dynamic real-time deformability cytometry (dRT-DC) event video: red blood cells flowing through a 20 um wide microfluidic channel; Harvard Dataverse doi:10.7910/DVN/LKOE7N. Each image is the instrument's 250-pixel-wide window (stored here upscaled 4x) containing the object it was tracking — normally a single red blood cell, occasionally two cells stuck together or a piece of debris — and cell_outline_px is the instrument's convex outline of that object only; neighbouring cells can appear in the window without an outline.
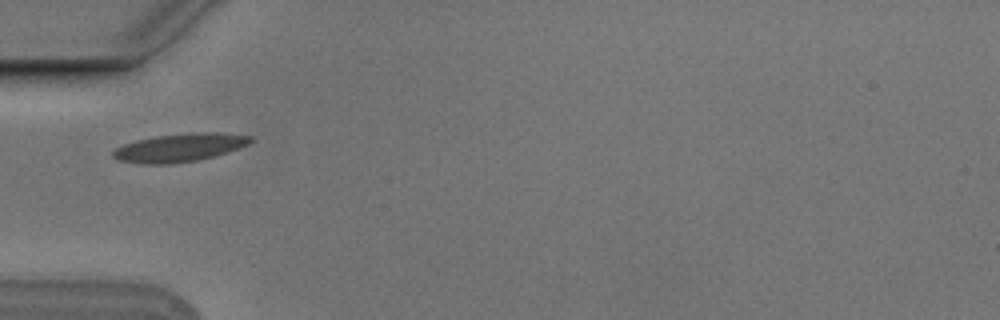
{"species": "Egyptian fruit bat (a non-hibernating species)", "species_latin": "Rousettus aegyptiacus", "temperature_condition": "cold", "stored_images_in_passage": 4, "camera_frame_rate_fps": 3000, "um_per_image_px": 0.085, "animal": {"sex": "male"}, "frame": {"image": 1, "passage_image": 1, "time_ms": 0.0, "image_size_px": [1000, 320], "cell_outline_px": [[256, 140], [240, 148], [216, 156], [196, 160], [168, 164], [140, 164], [120, 160], [112, 156], [112, 152], [116, 148], [124, 144], [136, 140], [156, 136], [192, 132], [220, 132], [252, 136]], "centroid_in_image_um": [15.32, 12.54], "position_along_channel_um": 69.7, "area_um2": 22.77}}
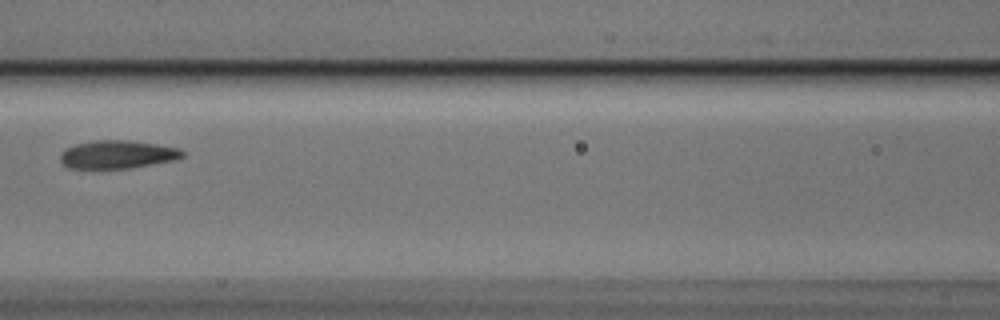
{"frame": {"image": 2, "passage_image": 3, "time_ms": 0.667, "image_size_px": [1000, 320], "cell_outline_px": [[184, 156], [176, 160], [128, 168], [68, 168], [60, 160], [60, 152], [64, 148], [76, 144], [96, 140], [128, 140], [156, 144], [180, 148], [184, 152]], "centroid_in_image_um": [9.98, 13.12], "position_along_channel_um": 156.6, "area_um2": 20.06}}
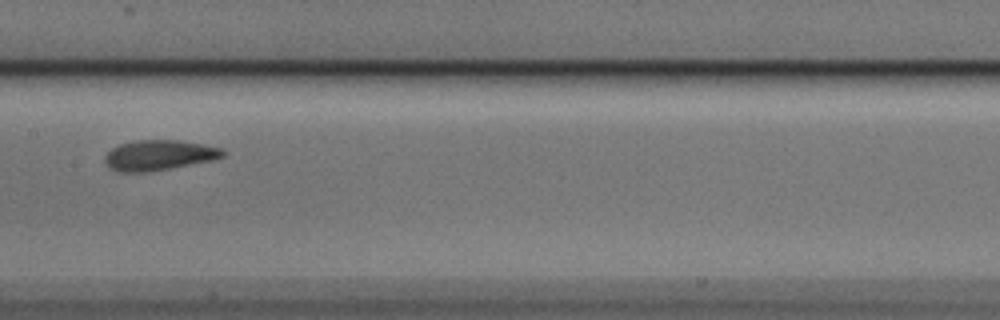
{"frame": {"image": 3, "passage_image": 4, "time_ms": 1.0, "image_size_px": [1000, 320], "cell_outline_px": [[224, 156], [212, 160], [148, 172], [120, 172], [108, 168], [104, 160], [104, 156], [112, 148], [120, 144], [136, 140], [180, 140], [204, 144], [224, 148]], "centroid_in_image_um": [13.5, 13.18], "position_along_channel_um": 193.9, "area_um2": 20.87}}